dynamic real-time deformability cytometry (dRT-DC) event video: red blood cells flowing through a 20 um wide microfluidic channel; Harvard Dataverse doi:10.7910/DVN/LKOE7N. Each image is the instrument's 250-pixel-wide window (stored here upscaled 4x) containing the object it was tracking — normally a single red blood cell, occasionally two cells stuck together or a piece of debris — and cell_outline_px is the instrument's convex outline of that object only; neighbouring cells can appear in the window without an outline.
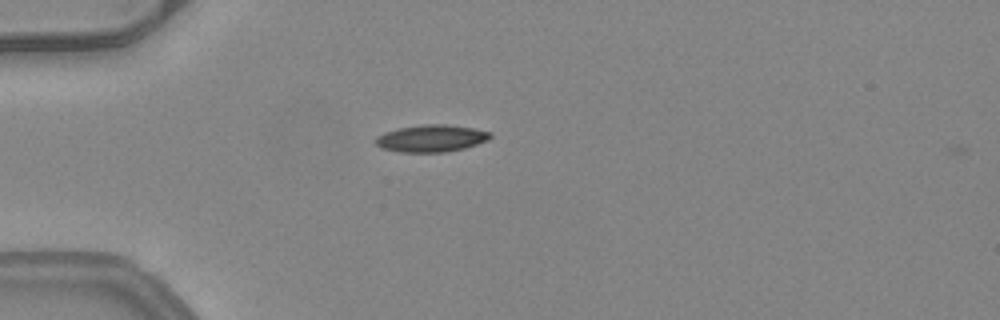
{"species": "common noctule bat (a hibernating species)", "species_latin": "Nyctalus noctula", "temperature_condition": "warm", "stored_images_in_passage": 2, "camera_frame_rate_fps": 3000, "um_per_image_px": 0.085, "animal": {"sex": "female", "body_mass_g": 24.6, "forearm_length_mm": 56.2}, "frame": {"image": 1, "passage_image": 1, "time_ms": 0.0, "image_size_px": [1000, 320], "cell_outline_px": [[492, 136], [488, 140], [464, 148], [444, 152], [400, 152], [380, 148], [372, 140], [376, 136], [384, 132], [400, 128], [424, 124], [448, 124], [472, 128], [492, 132]], "centroid_in_image_um": [36.63, 11.76], "position_along_channel_um": 48.4, "area_um2": 18.21}}